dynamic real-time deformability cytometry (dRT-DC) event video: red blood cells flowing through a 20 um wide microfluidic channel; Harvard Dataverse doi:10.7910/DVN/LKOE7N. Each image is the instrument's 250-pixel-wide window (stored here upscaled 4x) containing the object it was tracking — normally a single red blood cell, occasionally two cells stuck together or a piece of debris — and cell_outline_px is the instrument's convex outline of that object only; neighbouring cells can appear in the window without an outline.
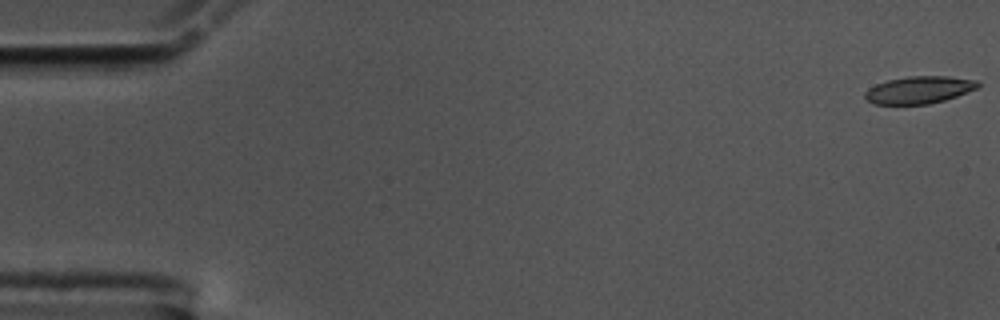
{"species": "common noctule bat (a hibernating species)", "species_latin": "Nyctalus noctula", "temperature_condition": "cold", "stored_images_in_passage": 57, "segment_of_instrument_passage": [1, 2], "camera_frame_rate_fps": 3000, "um_per_image_px": 0.085, "animal": {"sex": "male", "body_mass_g": 17.5, "forearm_length_mm": 52.3}, "frame": {"image": 1, "passage_image": 1, "time_ms": 0.0, "image_size_px": [1000, 320], "cell_outline_px": [[980, 88], [944, 100], [928, 104], [872, 104], [864, 96], [864, 92], [868, 88], [876, 84], [888, 80], [908, 76], [948, 76], [976, 80], [980, 84]], "centroid_in_image_um": [78.13, 7.64], "position_along_channel_um": 6.9, "area_um2": 18.03}}
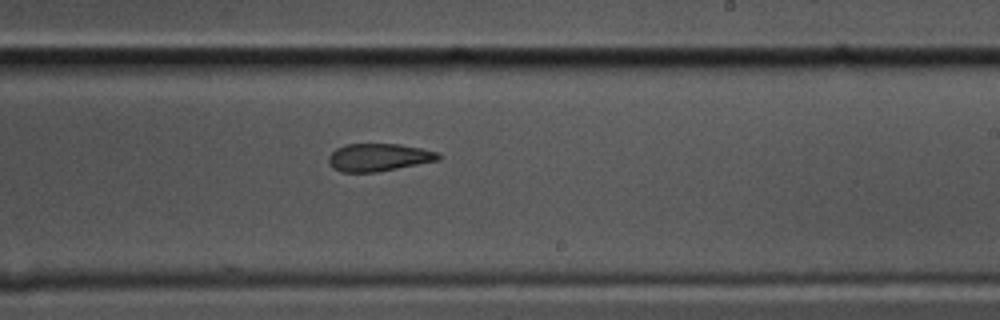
{"frame": {"image": 2, "passage_image": 34, "time_ms": 11.0, "image_size_px": [1000, 320], "cell_outline_px": [[440, 160], [376, 172], [340, 172], [332, 168], [328, 160], [328, 156], [336, 148], [344, 144], [400, 144], [440, 152]], "centroid_in_image_um": [32.17, 13.37], "position_along_channel_um": 256.8, "area_um2": 17.8}}
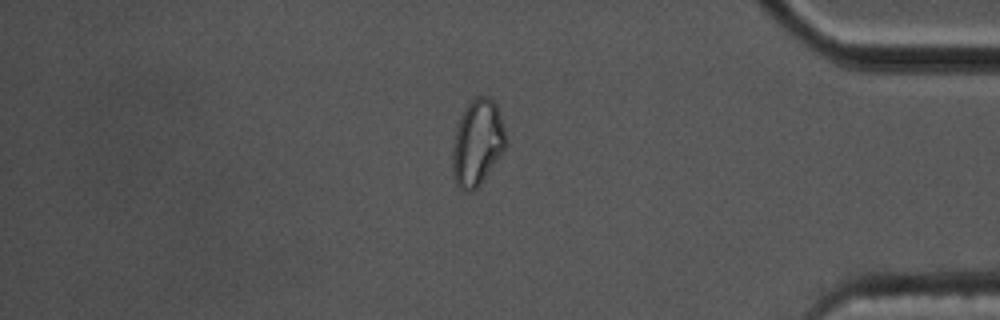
{"frame": {"image": 3, "passage_image": 48, "time_ms": 15.667, "image_size_px": [1000, 320], "cell_outline_px": [[508, 144], [480, 184], [472, 192], [464, 192], [456, 184], [452, 176], [452, 148], [456, 128], [468, 104], [476, 96], [488, 96], [496, 104], [508, 140]], "centroid_in_image_um": [40.57, 12.17], "position_along_channel_um": 394.6, "area_um2": 26.7}}